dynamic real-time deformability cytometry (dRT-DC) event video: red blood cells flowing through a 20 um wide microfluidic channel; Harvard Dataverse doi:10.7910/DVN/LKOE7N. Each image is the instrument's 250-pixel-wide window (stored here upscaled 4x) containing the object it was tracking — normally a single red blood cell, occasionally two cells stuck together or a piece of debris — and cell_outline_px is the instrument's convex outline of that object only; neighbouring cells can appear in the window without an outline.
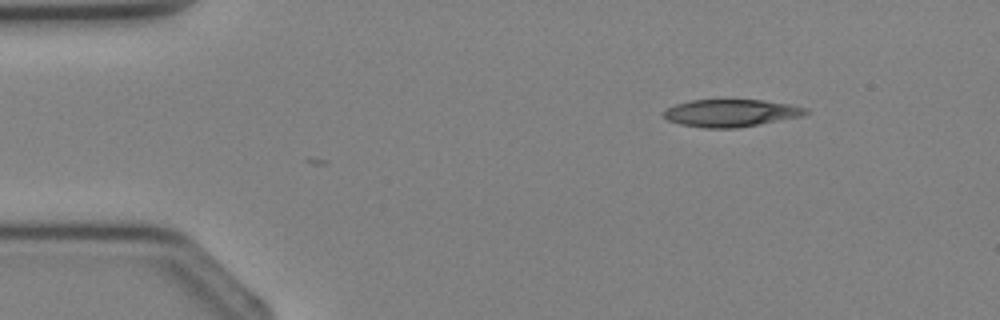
{"species": "Egyptian fruit bat (a non-hibernating species)", "species_latin": "Rousettus aegyptiacus", "temperature_condition": "cold", "stored_images_in_passage": 32, "camera_frame_rate_fps": 3000, "um_per_image_px": 0.085, "animal": {"sex": "female"}, "frame": {"image": 1, "passage_image": 1, "time_ms": 0.0, "image_size_px": [1000, 320], "cell_outline_px": [[808, 112], [800, 116], [736, 128], [704, 128], [680, 124], [668, 120], [660, 112], [676, 104], [692, 100], [764, 100], [788, 104], [808, 108]], "centroid_in_image_um": [62.08, 9.6], "position_along_channel_um": 22.9, "area_um2": 22.43}}
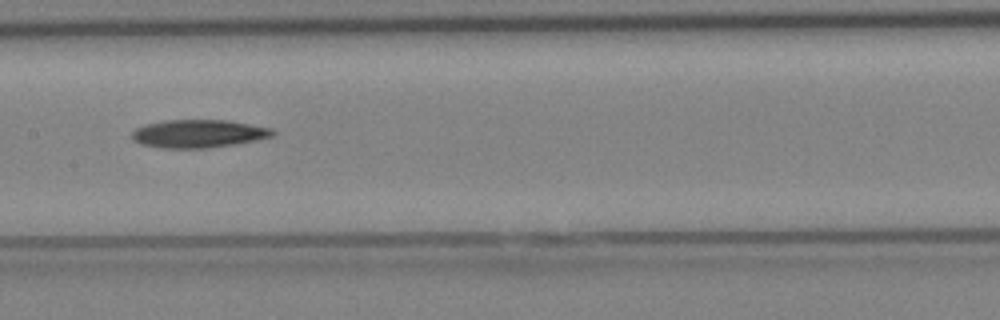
{"frame": {"image": 2, "passage_image": 14, "time_ms": 4.333, "image_size_px": [1000, 320], "cell_outline_px": [[276, 132], [272, 136], [256, 140], [236, 144], [208, 148], [160, 148], [140, 144], [132, 140], [132, 132], [136, 128], [144, 124], [164, 120], [228, 120], [272, 128]], "centroid_in_image_um": [16.85, 11.36], "position_along_channel_um": 190.6, "area_um2": 23.18}}
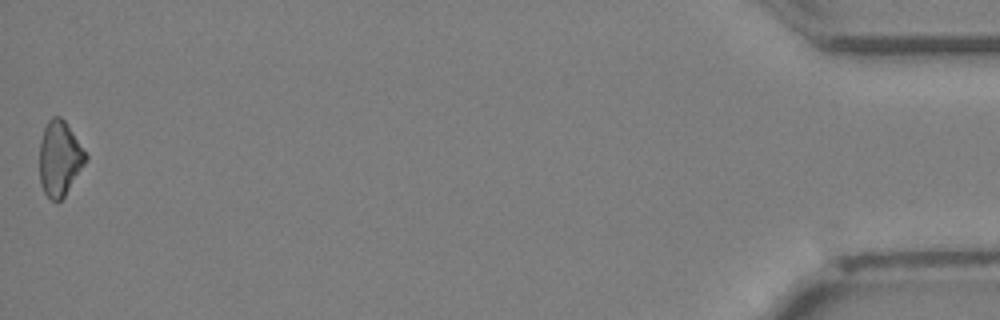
{"frame": {"image": 3, "passage_image": 32, "time_ms": 10.333, "image_size_px": [1000, 320], "cell_outline_px": [[88, 160], [64, 196], [60, 200], [52, 200], [44, 192], [40, 184], [40, 140], [44, 128], [48, 120], [52, 116], [60, 116], [64, 120], [88, 156]], "centroid_in_image_um": [5.07, 13.46], "position_along_channel_um": 430.1, "area_um2": 20.0}}